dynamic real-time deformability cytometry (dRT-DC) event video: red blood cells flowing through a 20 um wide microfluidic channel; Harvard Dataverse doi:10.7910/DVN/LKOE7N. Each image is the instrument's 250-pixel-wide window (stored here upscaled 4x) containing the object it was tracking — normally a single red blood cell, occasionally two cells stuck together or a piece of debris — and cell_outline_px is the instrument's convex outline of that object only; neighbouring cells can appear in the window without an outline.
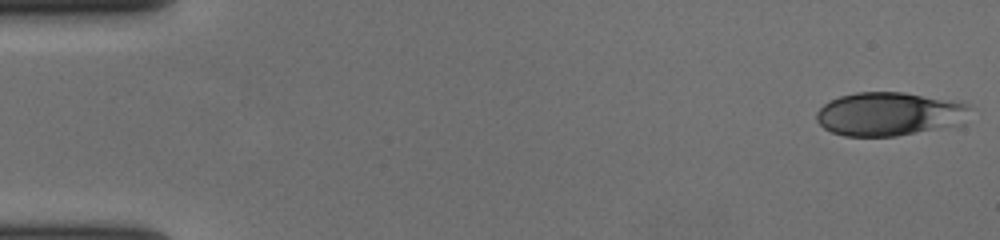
{"species": "human", "species_latin": "Homo sapiens", "temperature_condition": "cold", "stored_images_in_passage": 56, "camera_frame_rate_fps": 3000, "um_per_image_px": 0.085, "donor": {"sex": "female"}, "frame": {"image": 1, "passage_image": 1, "time_ms": 0.0, "image_size_px": [1000, 240], "cell_outline_px": [[968, 108], [964, 124], [896, 136], [844, 136], [832, 132], [824, 128], [816, 120], [816, 112], [824, 104], [840, 96], [856, 92], [904, 92], [960, 100], [968, 104]], "centroid_in_image_um": [75.62, 9.68], "position_along_channel_um": 9.4, "area_um2": 39.3}}
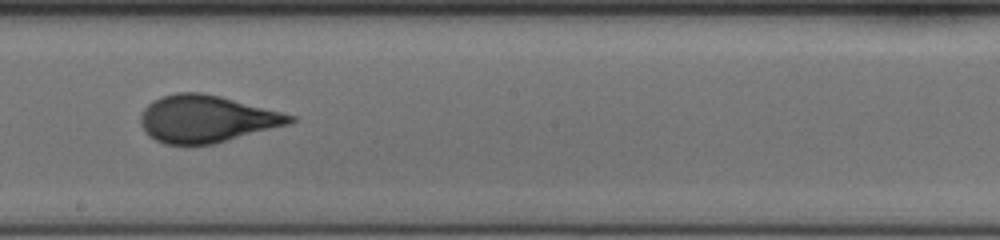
{"frame": {"image": 2, "passage_image": 32, "time_ms": 10.333, "image_size_px": [1000, 240], "cell_outline_px": [[296, 120], [288, 124], [216, 144], [164, 144], [148, 136], [144, 132], [140, 124], [140, 116], [144, 108], [152, 100], [160, 96], [176, 92], [200, 92], [220, 96], [296, 116]], "centroid_in_image_um": [17.5, 10.1], "position_along_channel_um": 230.7, "area_um2": 41.1}}
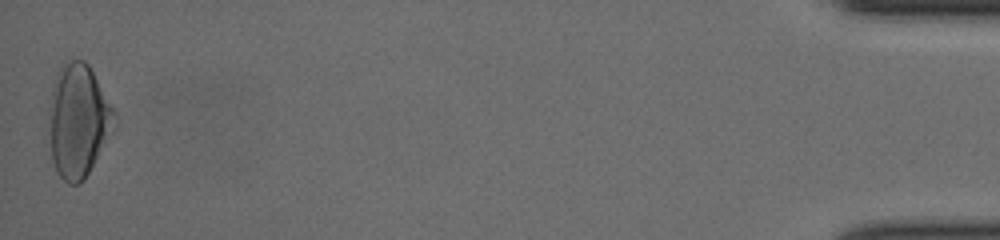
{"frame": {"image": 3, "passage_image": 56, "time_ms": 18.333, "image_size_px": [1000, 240], "cell_outline_px": [[116, 124], [112, 132], [84, 180], [80, 184], [68, 184], [60, 176], [52, 160], [48, 116], [48, 112], [52, 92], [56, 76], [60, 68], [64, 64], [72, 60], [84, 60], [88, 64], [116, 112]], "centroid_in_image_um": [6.66, 10.28], "position_along_channel_um": 428.5, "area_um2": 42.83}, "authors_computed_cell_mechanics": {"area_um2": 39.882, "velocity_mm_per_s": 3.6649, "shape_relaxation_time_tau1_ms": 6.191, "shape_relaxation_time_tau2_ms": null, "deformation_change_tau1": 0.1657, "deformation_change_tau2": null}}